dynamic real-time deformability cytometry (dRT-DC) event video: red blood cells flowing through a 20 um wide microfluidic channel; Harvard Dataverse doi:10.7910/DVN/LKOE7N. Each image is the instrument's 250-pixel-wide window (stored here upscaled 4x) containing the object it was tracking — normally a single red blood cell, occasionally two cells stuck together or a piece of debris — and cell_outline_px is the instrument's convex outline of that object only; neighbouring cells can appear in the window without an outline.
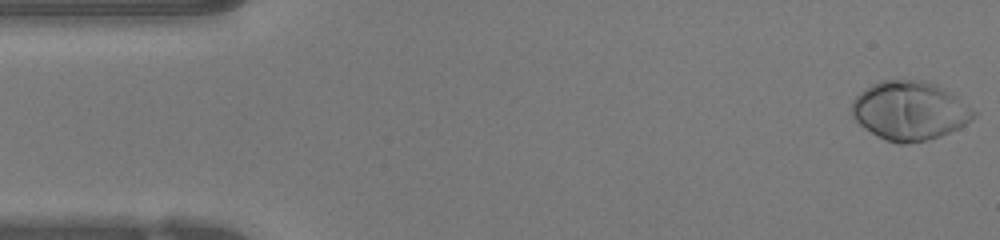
{"species": "human", "species_latin": "Homo sapiens", "temperature_condition": "warm", "stored_images_in_passage": 47, "camera_frame_rate_fps": 3000, "um_per_image_px": 0.085, "donor": {"sex": "female"}, "frame": {"image": 1, "passage_image": 1, "time_ms": 0.0, "image_size_px": [1000, 240], "cell_outline_px": [[980, 112], [972, 120], [960, 128], [940, 136], [924, 140], [904, 144], [900, 144], [888, 140], [864, 128], [852, 116], [852, 100], [860, 92], [872, 84], [880, 80], [924, 80], [936, 84], [944, 88]], "centroid_in_image_um": [77.37, 9.39], "position_along_channel_um": 7.6, "area_um2": 41.85}}
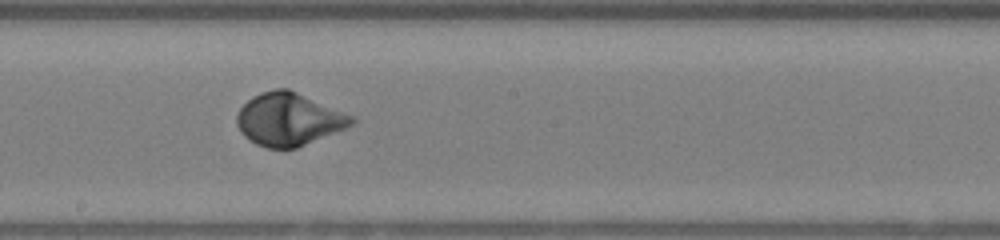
{"frame": {"image": 2, "passage_image": 25, "time_ms": 8.0, "image_size_px": [1000, 240], "cell_outline_px": [[356, 120], [348, 128], [296, 148], [268, 148], [256, 144], [244, 136], [240, 132], [236, 124], [236, 116], [240, 108], [252, 96], [260, 92], [276, 88], [288, 88], [352, 116]], "centroid_in_image_um": [24.52, 10.14], "position_along_channel_um": 223.7, "area_um2": 35.2}}
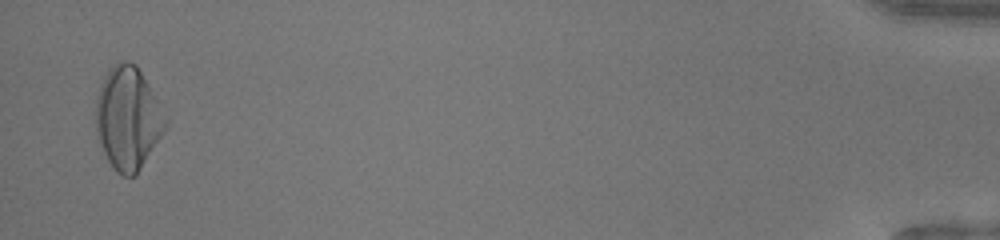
{"frame": {"image": 3, "passage_image": 46, "time_ms": 15.0, "image_size_px": [1000, 240], "cell_outline_px": [[168, 128], [136, 172], [132, 176], [124, 176], [116, 172], [108, 160], [100, 144], [96, 132], [96, 96], [100, 84], [104, 76], [120, 60], [128, 60], [136, 64], [148, 84], [168, 120]], "centroid_in_image_um": [10.87, 10.03], "position_along_channel_um": 424.3, "area_um2": 41.33}, "authors_computed_cell_mechanics": {"area_um2": 35.4314, "velocity_mm_per_s": 4.2479, "shape_relaxation_time_tau1_ms": 2.5581, "shape_relaxation_time_tau2_ms": null, "deformation_change_tau1": 0.1937, "deformation_change_tau2": null}}